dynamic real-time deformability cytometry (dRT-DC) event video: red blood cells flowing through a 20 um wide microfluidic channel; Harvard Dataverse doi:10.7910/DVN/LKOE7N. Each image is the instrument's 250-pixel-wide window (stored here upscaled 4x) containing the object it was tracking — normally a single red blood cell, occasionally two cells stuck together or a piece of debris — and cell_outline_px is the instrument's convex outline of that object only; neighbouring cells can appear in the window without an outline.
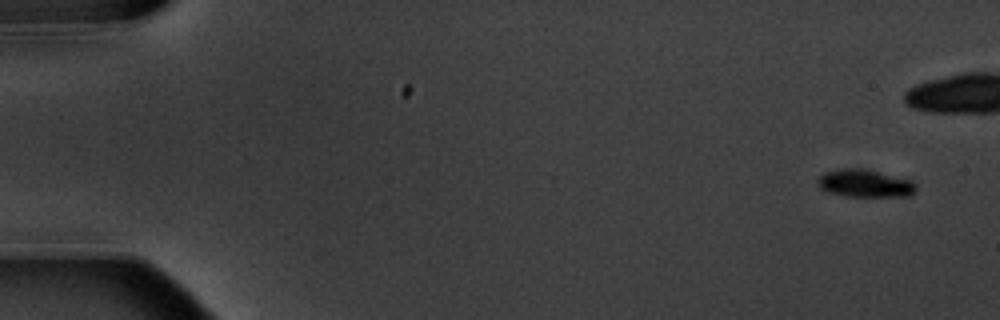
{"species": "common noctule bat (a hibernating species)", "species_latin": "Nyctalus noctula", "temperature_condition": "warm", "stored_images_in_passage": 6, "camera_frame_rate_fps": 3000, "um_per_image_px": 0.085, "animal": {"sex": "male", "body_mass_g": 20.1, "forearm_length_mm": 53.5}, "frame": {"image": 1, "passage_image": 1, "time_ms": 0.0, "image_size_px": [1000, 320], "cell_outline_px": [[916, 188], [908, 196], [848, 196], [828, 192], [820, 188], [816, 184], [816, 180], [824, 172], [844, 168], [864, 168], [912, 180], [916, 184]], "centroid_in_image_um": [73.48, 15.57], "position_along_channel_um": 11.5, "area_um2": 15.84}}